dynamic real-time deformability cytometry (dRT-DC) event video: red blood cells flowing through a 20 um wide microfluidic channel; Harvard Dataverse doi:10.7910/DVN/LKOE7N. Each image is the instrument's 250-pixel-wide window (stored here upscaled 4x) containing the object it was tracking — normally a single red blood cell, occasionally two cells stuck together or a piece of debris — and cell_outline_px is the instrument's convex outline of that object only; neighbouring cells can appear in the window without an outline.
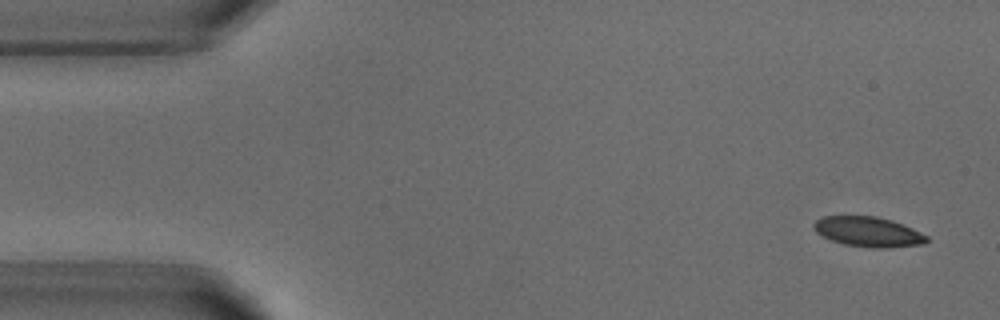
{"species": "common noctule bat (a hibernating species)", "species_latin": "Nyctalus noctula", "temperature_condition": "warm", "stored_images_in_passage": 4, "camera_frame_rate_fps": 3000, "um_per_image_px": 0.085, "animal": {"sex": "male", "body_mass_g": 18.8}, "frame": {"image": 1, "passage_image": 1, "time_ms": 0.0, "image_size_px": [1000, 320], "cell_outline_px": [[928, 240], [924, 244], [884, 248], [872, 248], [844, 244], [832, 240], [816, 232], [812, 228], [812, 224], [820, 216], [876, 216], [892, 220], [904, 224], [928, 236]], "centroid_in_image_um": [73.79, 19.69], "position_along_channel_um": 11.2, "area_um2": 19.83}}
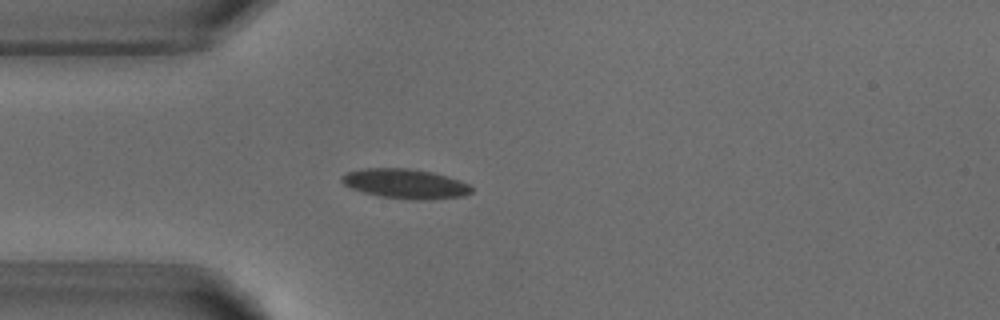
{"frame": {"image": 2, "passage_image": 4, "time_ms": 3.667, "image_size_px": [1000, 320], "cell_outline_px": [[472, 192], [464, 196], [428, 200], [412, 200], [380, 196], [364, 192], [352, 188], [344, 184], [340, 180], [348, 172], [364, 168], [408, 168], [432, 172], [460, 180], [468, 184], [472, 188]], "centroid_in_image_um": [34.49, 15.62], "position_along_channel_um": 50.5, "area_um2": 22.31}}